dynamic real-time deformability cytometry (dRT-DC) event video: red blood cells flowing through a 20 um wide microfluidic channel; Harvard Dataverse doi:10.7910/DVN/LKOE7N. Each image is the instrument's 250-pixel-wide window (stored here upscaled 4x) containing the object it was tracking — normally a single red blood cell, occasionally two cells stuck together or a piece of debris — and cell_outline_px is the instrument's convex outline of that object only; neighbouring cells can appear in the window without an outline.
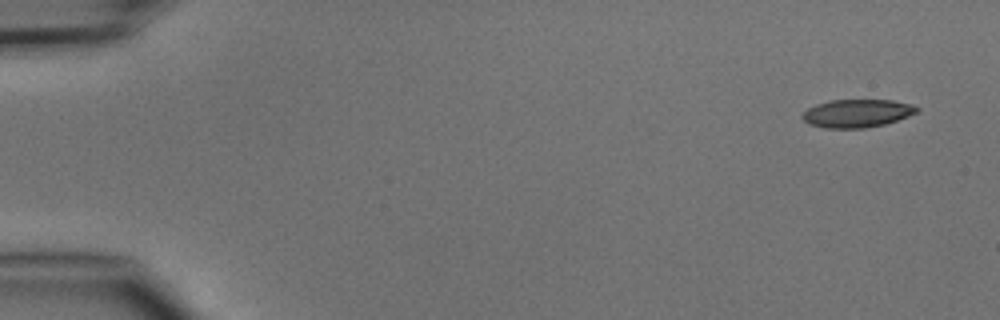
{"species": "common noctule bat (a hibernating species)", "species_latin": "Nyctalus noctula", "temperature_condition": "cold", "stored_images_in_passage": 4, "camera_frame_rate_fps": 3000, "um_per_image_px": 0.085, "animal": {"sex": "male", "body_mass_g": 15.6}, "frame": {"image": 1, "passage_image": 1, "time_ms": 0.0, "image_size_px": [1000, 320], "cell_outline_px": [[920, 108], [916, 112], [908, 116], [884, 124], [864, 128], [824, 128], [808, 124], [800, 116], [808, 108], [816, 104], [832, 100], [892, 100], [912, 104]], "centroid_in_image_um": [72.82, 9.63], "position_along_channel_um": 12.2, "area_um2": 18.67}}